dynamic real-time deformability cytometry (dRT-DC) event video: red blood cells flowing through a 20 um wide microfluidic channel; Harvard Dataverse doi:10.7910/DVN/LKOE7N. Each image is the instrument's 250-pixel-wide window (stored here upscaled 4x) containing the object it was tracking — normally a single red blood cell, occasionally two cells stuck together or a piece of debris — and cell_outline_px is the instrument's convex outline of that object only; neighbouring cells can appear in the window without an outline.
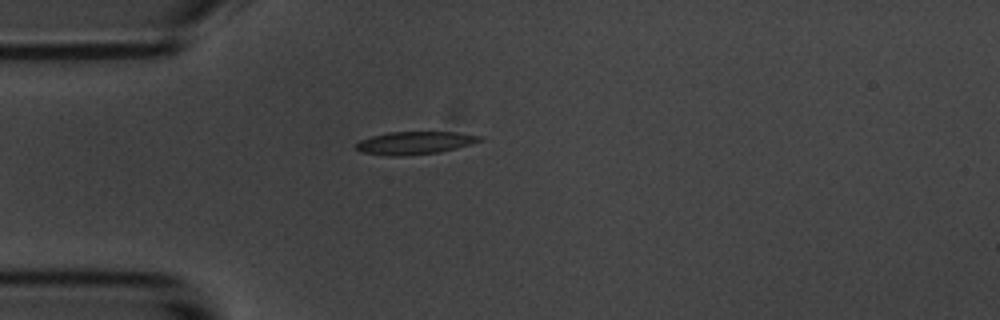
{"species": "common noctule bat (a hibernating species)", "species_latin": "Nyctalus noctula", "temperature_condition": "room temperature", "stored_images_in_passage": 42, "camera_frame_rate_fps": 3000, "um_per_image_px": 0.085, "animal": {"sex": "male", "body_mass_g": 20.1, "forearm_length_mm": 53.5}, "frame": {"image": 1, "passage_image": 1, "time_ms": 0.0, "image_size_px": [1000, 320], "cell_outline_px": [[484, 140], [472, 144], [440, 152], [400, 156], [388, 156], [360, 152], [356, 148], [356, 144], [360, 140], [372, 136], [388, 132], [456, 132], [484, 136]], "centroid_in_image_um": [35.29, 12.14], "position_along_channel_um": 49.7, "area_um2": 16.53}}
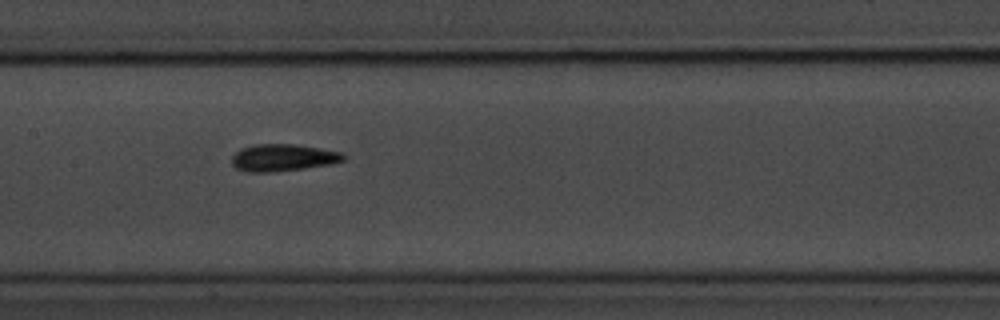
{"frame": {"image": 2, "passage_image": 13, "time_ms": 4.0, "image_size_px": [1000, 320], "cell_outline_px": [[348, 156], [344, 160], [332, 164], [304, 168], [268, 172], [248, 172], [236, 168], [232, 164], [232, 156], [240, 148], [252, 144], [296, 144], [320, 148], [340, 152]], "centroid_in_image_um": [24.05, 13.39], "position_along_channel_um": 183.3, "area_um2": 17.69}}
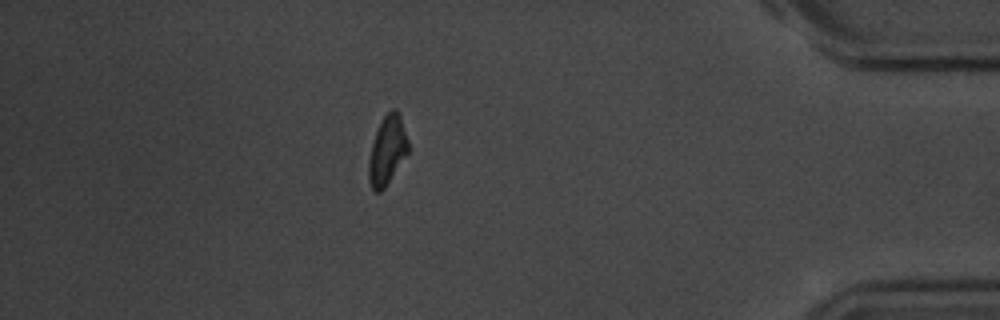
{"frame": {"image": 3, "passage_image": 35, "time_ms": 11.333, "image_size_px": [1000, 320], "cell_outline_px": [[408, 152], [384, 188], [380, 192], [376, 192], [372, 188], [368, 180], [368, 160], [372, 144], [376, 132], [384, 116], [392, 108], [396, 108], [400, 116], [408, 140]], "centroid_in_image_um": [32.9, 12.78], "position_along_channel_um": 402.3, "area_um2": 15.55}, "authors_computed_cell_mechanics": {"area_um2": 16.4152, "velocity_mm_per_s": 3.5739, "shape_relaxation_time_tau1_ms": 2.8359, "shape_relaxation_time_tau2_ms": 2.883, "deformation_change_tau1": 0.1383, "deformation_change_tau2": 0.1142}}